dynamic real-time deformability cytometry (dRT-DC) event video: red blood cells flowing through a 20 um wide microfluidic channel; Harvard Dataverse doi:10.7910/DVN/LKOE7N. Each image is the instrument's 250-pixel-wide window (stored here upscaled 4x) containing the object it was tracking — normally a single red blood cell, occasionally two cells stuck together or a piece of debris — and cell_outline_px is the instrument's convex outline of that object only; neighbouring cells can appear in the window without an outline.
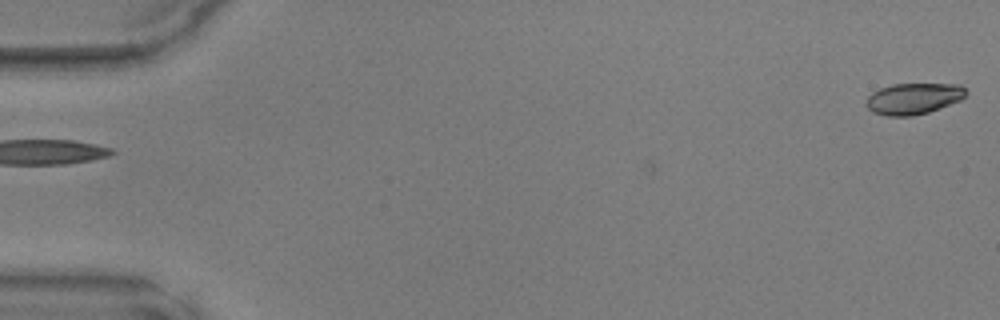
{"species": "common noctule bat (a hibernating species)", "species_latin": "Nyctalus noctula", "temperature_condition": "warm", "stored_images_in_passage": 14, "camera_frame_rate_fps": 3000, "um_per_image_px": 0.085, "animal": {"sex": "male", "body_mass_g": 17.9, "forearm_length_mm": 54.2}, "frame": {"image": 1, "passage_image": 14, "time_ms": 4.333, "image_size_px": [1000, 320], "cell_outline_px": [[968, 92], [960, 100], [928, 112], [912, 116], [888, 116], [872, 112], [864, 104], [868, 96], [872, 92], [880, 88], [892, 84], [960, 84]], "centroid_in_image_um": [77.61, 8.38], "position_along_channel_um": 7.4, "area_um2": 18.15}}